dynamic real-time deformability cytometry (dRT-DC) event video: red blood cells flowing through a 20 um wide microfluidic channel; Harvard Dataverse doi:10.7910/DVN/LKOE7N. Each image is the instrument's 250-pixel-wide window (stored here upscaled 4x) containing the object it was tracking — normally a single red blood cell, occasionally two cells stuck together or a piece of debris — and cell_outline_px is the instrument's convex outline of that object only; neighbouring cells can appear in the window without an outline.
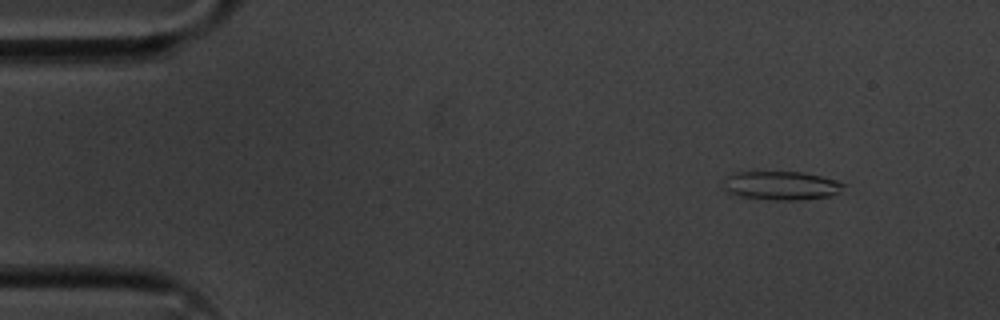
{"species": "common noctule bat (a hibernating species)", "species_latin": "Nyctalus noctula", "temperature_condition": "cold", "stored_images_in_passage": 12, "camera_frame_rate_fps": 3000, "um_per_image_px": 0.085, "animal": {"sex": "male", "body_mass_g": 20.1, "forearm_length_mm": 53.5}, "frame": {"image": 1, "passage_image": 2, "time_ms": 0.333, "image_size_px": [1000, 320], "cell_outline_px": [[848, 184], [840, 192], [828, 196], [796, 200], [776, 200], [740, 196], [728, 192], [724, 188], [724, 180], [728, 176], [740, 172], [804, 172], [820, 176]], "centroid_in_image_um": [66.44, 15.77], "position_along_channel_um": 18.6, "area_um2": 19.88}}